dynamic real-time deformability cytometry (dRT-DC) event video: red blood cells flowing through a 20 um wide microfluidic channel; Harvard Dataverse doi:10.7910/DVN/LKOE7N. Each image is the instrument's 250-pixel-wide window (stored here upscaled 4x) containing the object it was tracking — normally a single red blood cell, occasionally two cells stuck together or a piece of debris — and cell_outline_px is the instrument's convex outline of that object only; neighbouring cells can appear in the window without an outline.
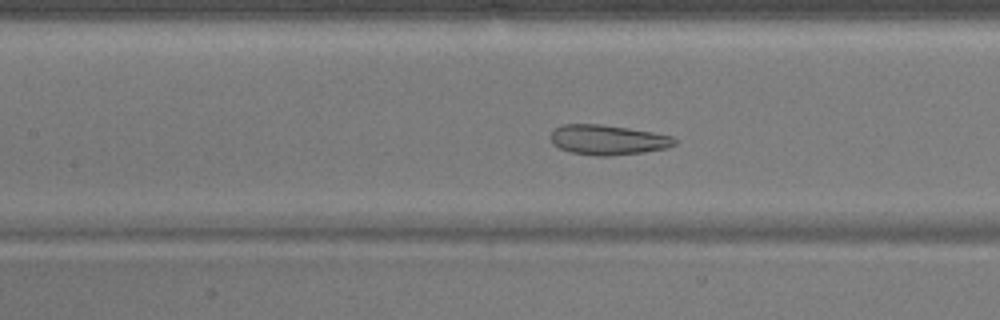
{"species": "common noctule bat (a hibernating species)", "species_latin": "Nyctalus noctula", "temperature_condition": "warm", "stored_images_in_passage": 37, "camera_frame_rate_fps": 3000, "um_per_image_px": 0.085, "animal": {"sex": "male", "body_mass_g": 17.9}, "frame": {"image": 1, "passage_image": 8, "time_ms": 2.333, "image_size_px": [1000, 320], "cell_outline_px": [[676, 144], [668, 148], [644, 152], [612, 156], [596, 156], [572, 152], [560, 148], [552, 144], [552, 132], [556, 128], [564, 124], [600, 124], [628, 128], [652, 132], [672, 136], [676, 140]], "centroid_in_image_um": [51.7, 11.89], "position_along_channel_um": 155.7, "area_um2": 21.56}}
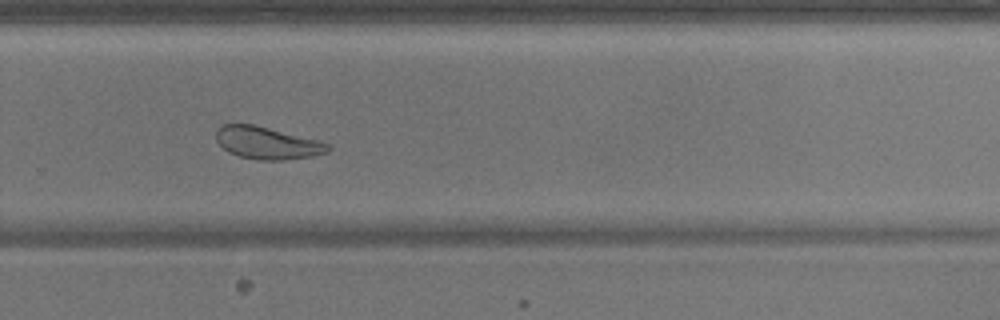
{"frame": {"image": 2, "passage_image": 20, "time_ms": 6.333, "image_size_px": [1000, 320], "cell_outline_px": [[332, 148], [328, 152], [312, 156], [284, 160], [256, 160], [240, 156], [228, 152], [216, 140], [216, 128], [220, 124], [252, 124], [320, 140], [328, 144]], "centroid_in_image_um": [22.71, 12.15], "position_along_channel_um": 307.1, "area_um2": 21.15}}
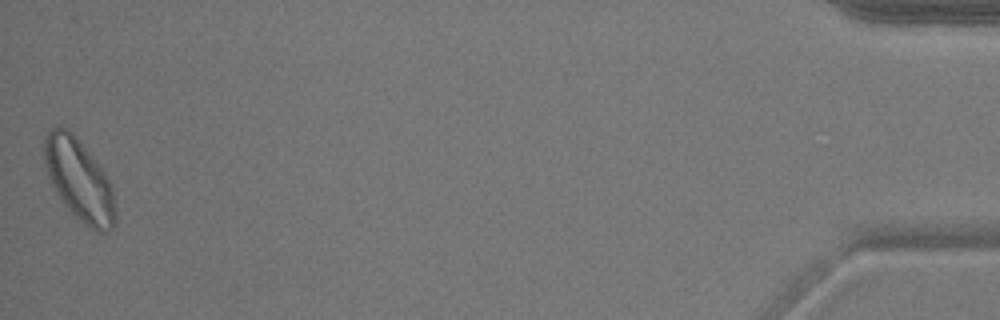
{"frame": {"image": 3, "passage_image": 37, "time_ms": 12.0, "image_size_px": [1000, 320], "cell_outline_px": [[116, 224], [108, 232], [96, 232], [84, 224], [60, 200], [48, 176], [44, 160], [44, 140], [48, 132], [56, 124], [68, 128], [72, 132], [88, 152], [100, 168], [108, 180], [112, 192], [116, 216]], "centroid_in_image_um": [6.7, 15.3], "position_along_channel_um": 428.5, "area_um2": 33.35}, "authors_computed_cell_mechanics": {"area_um2": 22.1952, "velocity_mm_per_s": 3.7985, "shape_relaxation_time_tau1_ms": 10.0667, "shape_relaxation_time_tau2_ms": 1.186, "deformation_change_tau1": 0.1515, "deformation_change_tau2": 0.0821}}